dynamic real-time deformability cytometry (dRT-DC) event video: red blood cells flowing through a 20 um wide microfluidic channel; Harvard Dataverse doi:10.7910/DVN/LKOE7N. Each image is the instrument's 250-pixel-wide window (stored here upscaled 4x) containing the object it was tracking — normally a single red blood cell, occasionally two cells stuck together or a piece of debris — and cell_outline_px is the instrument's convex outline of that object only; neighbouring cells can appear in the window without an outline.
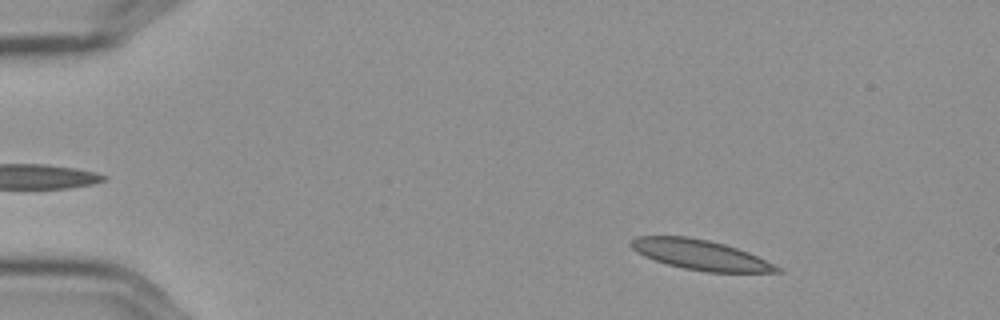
{"species": "Egyptian fruit bat (a non-hibernating species)", "species_latin": "Rousettus aegyptiacus", "temperature_condition": "cold", "stored_images_in_passage": 55, "camera_frame_rate_fps": 3000, "um_per_image_px": 0.085, "frame": {"image": 1, "passage_image": 7, "time_ms": 2.0, "image_size_px": [1000, 320], "cell_outline_px": [[784, 272], [708, 272], [684, 268], [668, 264], [644, 256], [636, 252], [628, 244], [636, 236], [688, 236], [708, 240], [724, 244], [748, 252], [784, 268]], "centroid_in_image_um": [59.56, 21.66], "position_along_channel_um": 25.4, "area_um2": 25.49}}
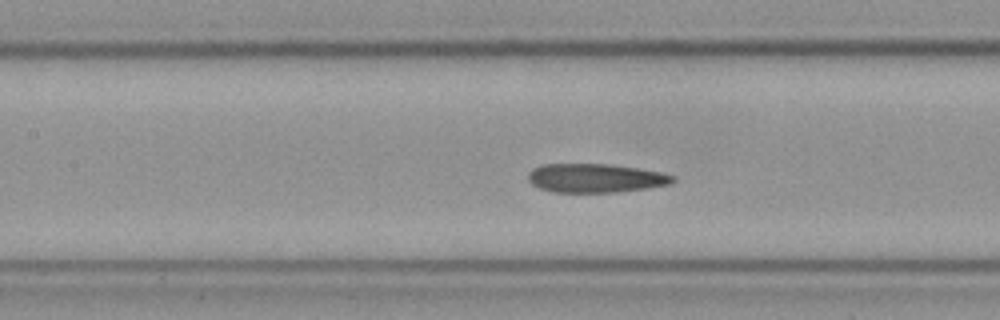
{"frame": {"image": 2, "passage_image": 25, "time_ms": 8.0, "image_size_px": [1000, 320], "cell_outline_px": [[676, 180], [672, 184], [648, 188], [616, 192], [556, 192], [540, 188], [532, 184], [528, 180], [528, 172], [532, 168], [540, 164], [608, 164], [636, 168], [660, 172], [676, 176]], "centroid_in_image_um": [50.62, 15.13], "position_along_channel_um": 156.8, "area_um2": 24.39}}
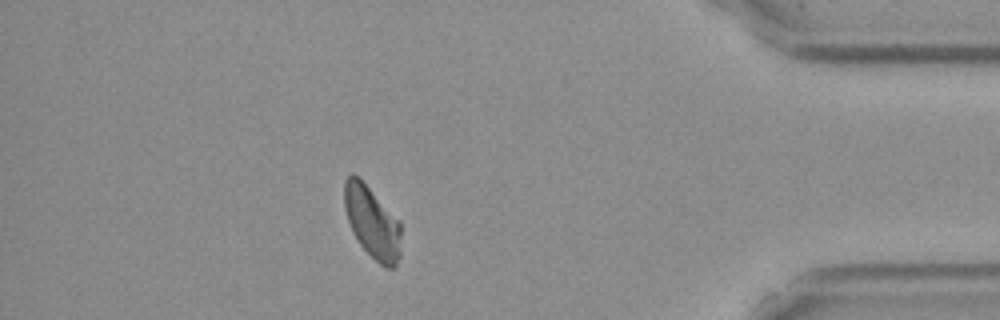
{"frame": {"image": 3, "passage_image": 49, "time_ms": 16.0, "image_size_px": [1000, 320], "cell_outline_px": [[400, 256], [396, 268], [384, 268], [360, 244], [352, 232], [344, 208], [344, 180], [352, 172], [360, 176], [400, 220]], "centroid_in_image_um": [31.64, 18.85], "position_along_channel_um": 403.6, "area_um2": 24.22}, "authors_computed_cell_mechanics": {"area_um2": 25.0274, "velocity_mm_per_s": 3.5615, "shape_relaxation_time_tau1_ms": null, "shape_relaxation_time_tau2_ms": 3.5562, "deformation_change_tau1": null, "deformation_change_tau2": 0.0987}}